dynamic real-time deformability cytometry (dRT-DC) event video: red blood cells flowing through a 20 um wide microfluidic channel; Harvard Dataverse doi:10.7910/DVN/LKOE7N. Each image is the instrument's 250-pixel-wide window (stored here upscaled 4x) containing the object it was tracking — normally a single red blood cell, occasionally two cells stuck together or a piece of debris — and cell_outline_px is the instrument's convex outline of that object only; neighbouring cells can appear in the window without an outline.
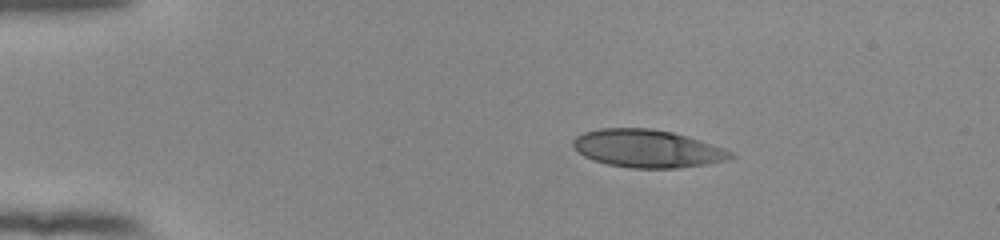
{"species": "human", "species_latin": "Homo sapiens", "temperature_condition": "room temperature", "stored_images_in_passage": 44, "camera_frame_rate_fps": 3000, "um_per_image_px": 0.085, "donor": {"sex": "female"}, "frame": {"image": 1, "passage_image": 1, "time_ms": 0.0, "image_size_px": [1000, 240], "cell_outline_px": [[736, 156], [728, 160], [680, 168], [632, 168], [608, 164], [592, 160], [584, 156], [572, 148], [572, 140], [576, 136], [584, 132], [600, 128], [652, 128], [672, 132], [688, 136], [724, 148], [732, 152]], "centroid_in_image_um": [55.0, 12.62], "position_along_channel_um": 30.0, "area_um2": 34.91}}
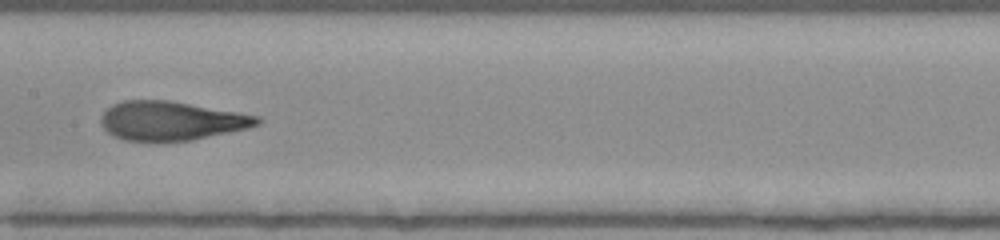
{"frame": {"image": 2, "passage_image": 19, "time_ms": 6.0, "image_size_px": [1000, 240], "cell_outline_px": [[264, 120], [260, 124], [248, 128], [192, 140], [124, 140], [112, 136], [104, 128], [100, 120], [100, 116], [112, 104], [124, 100], [168, 100], [240, 112], [260, 116]], "centroid_in_image_um": [14.58, 10.25], "position_along_channel_um": 192.8, "area_um2": 35.43}}
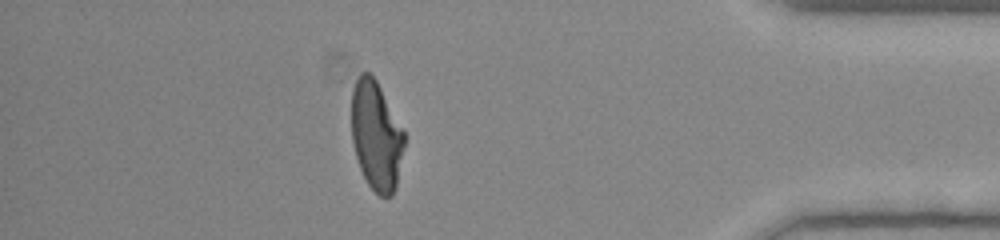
{"frame": {"image": 3, "passage_image": 38, "time_ms": 12.333, "image_size_px": [1000, 240], "cell_outline_px": [[404, 148], [396, 188], [392, 196], [380, 196], [368, 184], [360, 168], [356, 156], [352, 140], [352, 88], [360, 72], [368, 72], [376, 80], [404, 128]], "centroid_in_image_um": [31.99, 11.52], "position_along_channel_um": 403.2, "area_um2": 33.64}, "authors_computed_cell_mechanics": {"area_um2": 35.4892, "velocity_mm_per_s": 3.8946, "shape_relaxation_time_tau1_ms": 5.1716, "shape_relaxation_time_tau2_ms": 1.0687, "deformation_change_tau1": 0.2336, "deformation_change_tau2": 0.0952}}